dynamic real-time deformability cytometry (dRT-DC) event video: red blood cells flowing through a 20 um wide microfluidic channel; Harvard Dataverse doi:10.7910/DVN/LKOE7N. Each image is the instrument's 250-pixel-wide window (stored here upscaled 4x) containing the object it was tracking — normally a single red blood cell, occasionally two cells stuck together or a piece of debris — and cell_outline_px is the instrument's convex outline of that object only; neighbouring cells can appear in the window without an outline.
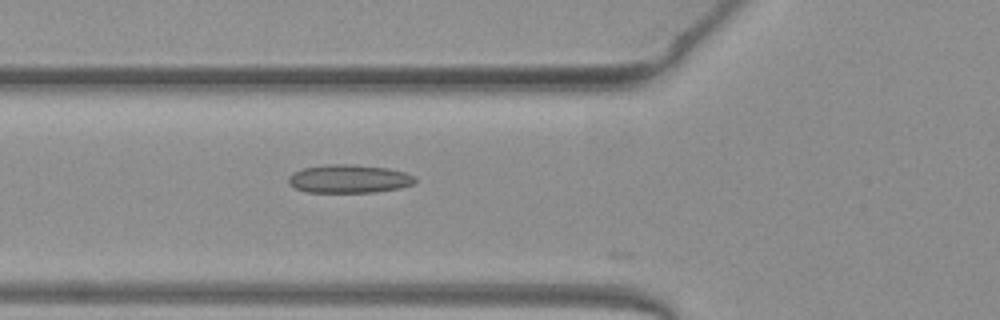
{"species": "common noctule bat (a hibernating species)", "species_latin": "Nyctalus noctula", "temperature_condition": "warm", "stored_images_in_passage": 11, "camera_frame_rate_fps": 3000, "um_per_image_px": 0.085, "animal": {"sex": "female", "body_mass_g": 19.3, "forearm_length_mm": 54.1}, "frame": {"image": 1, "passage_image": 5, "time_ms": 1.333, "image_size_px": [1000, 320], "cell_outline_px": [[416, 180], [412, 184], [400, 188], [372, 192], [308, 192], [296, 188], [288, 184], [288, 176], [292, 172], [304, 168], [328, 164], [356, 164], [388, 168], [404, 172], [416, 176]], "centroid_in_image_um": [29.66, 15.19], "position_along_channel_um": 96.1, "area_um2": 20.98}}
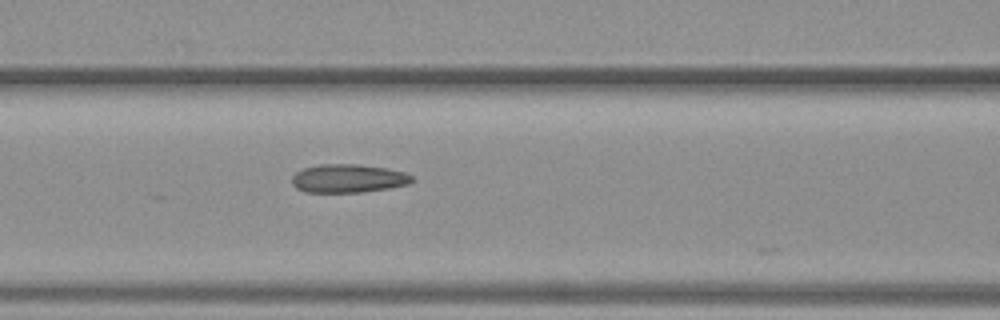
{"frame": {"image": 2, "passage_image": 8, "time_ms": 2.333, "image_size_px": [1000, 320], "cell_outline_px": [[416, 180], [408, 184], [388, 188], [360, 192], [304, 192], [296, 188], [292, 184], [292, 176], [296, 172], [304, 168], [320, 164], [356, 164], [388, 168], [404, 172], [412, 176]], "centroid_in_image_um": [29.6, 15.16], "position_along_channel_um": 137.0, "area_um2": 19.94}}